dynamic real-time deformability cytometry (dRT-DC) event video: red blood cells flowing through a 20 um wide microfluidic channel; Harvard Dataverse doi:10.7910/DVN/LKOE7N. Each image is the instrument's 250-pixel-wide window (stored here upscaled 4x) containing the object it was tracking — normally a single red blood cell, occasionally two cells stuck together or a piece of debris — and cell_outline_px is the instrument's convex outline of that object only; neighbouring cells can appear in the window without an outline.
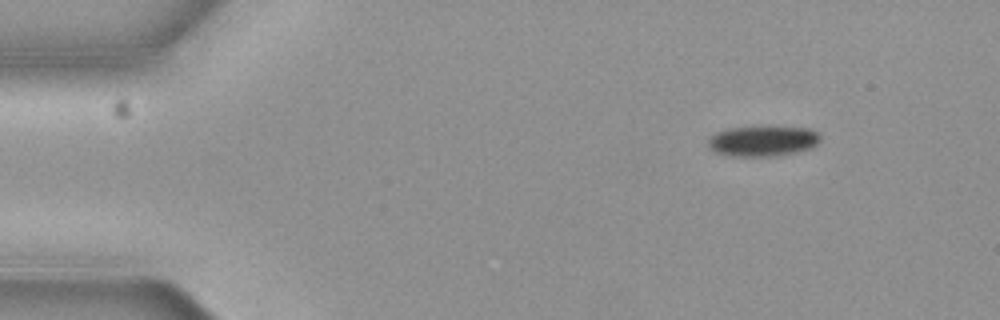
{"species": "common noctule bat (a hibernating species)", "species_latin": "Nyctalus noctula", "temperature_condition": "cold", "stored_images_in_passage": 5, "camera_frame_rate_fps": 3000, "um_per_image_px": 0.085, "animal": {"sex": "female", "body_mass_g": 19.3, "forearm_length_mm": 54.1}, "frame": {"image": 1, "passage_image": 1, "time_ms": 0.0, "image_size_px": [1000, 320], "cell_outline_px": [[820, 140], [816, 144], [808, 148], [776, 156], [732, 156], [716, 152], [708, 144], [708, 140], [712, 136], [720, 132], [732, 128], [808, 128], [816, 132], [820, 136]], "centroid_in_image_um": [64.84, 12.01], "position_along_channel_um": 20.2, "area_um2": 18.96}}
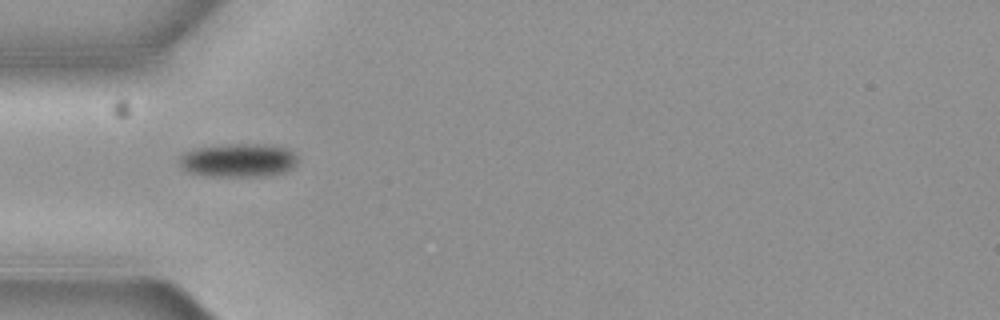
{"frame": {"image": 2, "passage_image": 4, "time_ms": 1.0, "image_size_px": [1000, 320], "cell_outline_px": [[296, 164], [292, 168], [284, 172], [264, 176], [212, 176], [188, 172], [180, 164], [180, 156], [184, 152], [196, 148], [224, 144], [264, 144], [284, 148], [292, 152], [296, 156]], "centroid_in_image_um": [20.25, 13.62], "position_along_channel_um": 64.8, "area_um2": 22.95}}
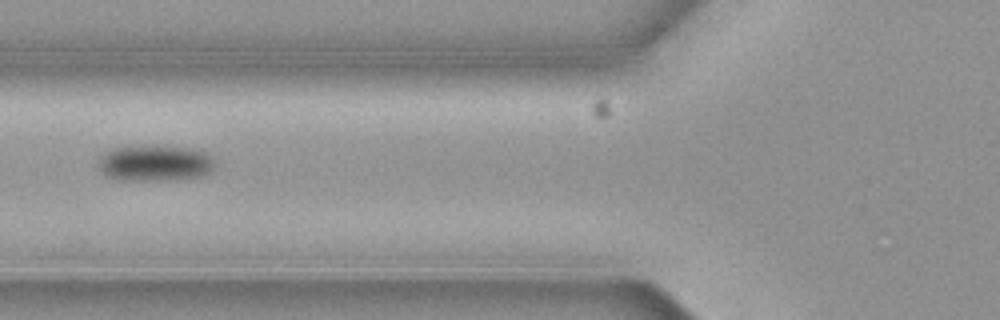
{"frame": {"image": 3, "passage_image": 5, "time_ms": 1.333, "image_size_px": [1000, 320], "cell_outline_px": [[216, 164], [212, 172], [204, 176], [172, 180], [116, 180], [108, 176], [100, 168], [96, 160], [100, 156], [112, 148], [144, 144], [164, 144], [192, 148], [204, 152]], "centroid_in_image_um": [13.18, 13.83], "position_along_channel_um": 112.6, "area_um2": 25.32}}